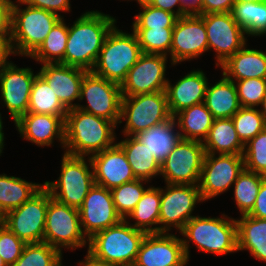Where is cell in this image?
Instances as JSON below:
<instances>
[{
    "label": "cell",
    "instance_id": "42",
    "mask_svg": "<svg viewBox=\"0 0 266 266\" xmlns=\"http://www.w3.org/2000/svg\"><path fill=\"white\" fill-rule=\"evenodd\" d=\"M137 5L139 11L133 17L131 28H174L178 19L175 14L155 8L146 2Z\"/></svg>",
    "mask_w": 266,
    "mask_h": 266
},
{
    "label": "cell",
    "instance_id": "15",
    "mask_svg": "<svg viewBox=\"0 0 266 266\" xmlns=\"http://www.w3.org/2000/svg\"><path fill=\"white\" fill-rule=\"evenodd\" d=\"M48 190L43 186L20 207L8 211L1 222L26 244L41 243L44 237Z\"/></svg>",
    "mask_w": 266,
    "mask_h": 266
},
{
    "label": "cell",
    "instance_id": "1",
    "mask_svg": "<svg viewBox=\"0 0 266 266\" xmlns=\"http://www.w3.org/2000/svg\"><path fill=\"white\" fill-rule=\"evenodd\" d=\"M116 16L99 10H86L68 23V39L61 64L91 71L104 41L117 24Z\"/></svg>",
    "mask_w": 266,
    "mask_h": 266
},
{
    "label": "cell",
    "instance_id": "51",
    "mask_svg": "<svg viewBox=\"0 0 266 266\" xmlns=\"http://www.w3.org/2000/svg\"><path fill=\"white\" fill-rule=\"evenodd\" d=\"M10 37H0V69L11 60V56H13L11 48H10Z\"/></svg>",
    "mask_w": 266,
    "mask_h": 266
},
{
    "label": "cell",
    "instance_id": "59",
    "mask_svg": "<svg viewBox=\"0 0 266 266\" xmlns=\"http://www.w3.org/2000/svg\"><path fill=\"white\" fill-rule=\"evenodd\" d=\"M63 263H64V262L62 261L58 266H65Z\"/></svg>",
    "mask_w": 266,
    "mask_h": 266
},
{
    "label": "cell",
    "instance_id": "30",
    "mask_svg": "<svg viewBox=\"0 0 266 266\" xmlns=\"http://www.w3.org/2000/svg\"><path fill=\"white\" fill-rule=\"evenodd\" d=\"M160 206L161 186L151 184L125 220L135 229L147 234L159 233Z\"/></svg>",
    "mask_w": 266,
    "mask_h": 266
},
{
    "label": "cell",
    "instance_id": "25",
    "mask_svg": "<svg viewBox=\"0 0 266 266\" xmlns=\"http://www.w3.org/2000/svg\"><path fill=\"white\" fill-rule=\"evenodd\" d=\"M249 46L247 42L218 67L233 82L248 78L266 79V49Z\"/></svg>",
    "mask_w": 266,
    "mask_h": 266
},
{
    "label": "cell",
    "instance_id": "5",
    "mask_svg": "<svg viewBox=\"0 0 266 266\" xmlns=\"http://www.w3.org/2000/svg\"><path fill=\"white\" fill-rule=\"evenodd\" d=\"M146 234L122 219L89 238L86 250L113 266H133Z\"/></svg>",
    "mask_w": 266,
    "mask_h": 266
},
{
    "label": "cell",
    "instance_id": "38",
    "mask_svg": "<svg viewBox=\"0 0 266 266\" xmlns=\"http://www.w3.org/2000/svg\"><path fill=\"white\" fill-rule=\"evenodd\" d=\"M150 184L148 181L136 179L111 189L116 211L122 219H126L134 210Z\"/></svg>",
    "mask_w": 266,
    "mask_h": 266
},
{
    "label": "cell",
    "instance_id": "7",
    "mask_svg": "<svg viewBox=\"0 0 266 266\" xmlns=\"http://www.w3.org/2000/svg\"><path fill=\"white\" fill-rule=\"evenodd\" d=\"M57 179L43 182L51 197L69 207L79 209L89 190L95 185L89 157L62 153Z\"/></svg>",
    "mask_w": 266,
    "mask_h": 266
},
{
    "label": "cell",
    "instance_id": "35",
    "mask_svg": "<svg viewBox=\"0 0 266 266\" xmlns=\"http://www.w3.org/2000/svg\"><path fill=\"white\" fill-rule=\"evenodd\" d=\"M68 39L66 18H61L51 29L40 47L29 57L36 64L60 63L64 59Z\"/></svg>",
    "mask_w": 266,
    "mask_h": 266
},
{
    "label": "cell",
    "instance_id": "36",
    "mask_svg": "<svg viewBox=\"0 0 266 266\" xmlns=\"http://www.w3.org/2000/svg\"><path fill=\"white\" fill-rule=\"evenodd\" d=\"M27 112L60 116L65 121L68 109L38 74L32 85Z\"/></svg>",
    "mask_w": 266,
    "mask_h": 266
},
{
    "label": "cell",
    "instance_id": "50",
    "mask_svg": "<svg viewBox=\"0 0 266 266\" xmlns=\"http://www.w3.org/2000/svg\"><path fill=\"white\" fill-rule=\"evenodd\" d=\"M247 215L266 219V179L260 186L254 207Z\"/></svg>",
    "mask_w": 266,
    "mask_h": 266
},
{
    "label": "cell",
    "instance_id": "48",
    "mask_svg": "<svg viewBox=\"0 0 266 266\" xmlns=\"http://www.w3.org/2000/svg\"><path fill=\"white\" fill-rule=\"evenodd\" d=\"M11 0H0V37H10Z\"/></svg>",
    "mask_w": 266,
    "mask_h": 266
},
{
    "label": "cell",
    "instance_id": "58",
    "mask_svg": "<svg viewBox=\"0 0 266 266\" xmlns=\"http://www.w3.org/2000/svg\"><path fill=\"white\" fill-rule=\"evenodd\" d=\"M0 266H7V264L3 261L1 256H0Z\"/></svg>",
    "mask_w": 266,
    "mask_h": 266
},
{
    "label": "cell",
    "instance_id": "6",
    "mask_svg": "<svg viewBox=\"0 0 266 266\" xmlns=\"http://www.w3.org/2000/svg\"><path fill=\"white\" fill-rule=\"evenodd\" d=\"M116 24L108 33L96 63L91 70L108 81L121 85L130 68L142 55L136 34L119 29Z\"/></svg>",
    "mask_w": 266,
    "mask_h": 266
},
{
    "label": "cell",
    "instance_id": "16",
    "mask_svg": "<svg viewBox=\"0 0 266 266\" xmlns=\"http://www.w3.org/2000/svg\"><path fill=\"white\" fill-rule=\"evenodd\" d=\"M37 75L38 71L34 72L29 66L20 67L12 60L0 69V108H6L13 122L27 113L32 85Z\"/></svg>",
    "mask_w": 266,
    "mask_h": 266
},
{
    "label": "cell",
    "instance_id": "24",
    "mask_svg": "<svg viewBox=\"0 0 266 266\" xmlns=\"http://www.w3.org/2000/svg\"><path fill=\"white\" fill-rule=\"evenodd\" d=\"M201 68L192 69L180 76L173 84L168 78L166 96L172 116L179 111L205 101L209 77Z\"/></svg>",
    "mask_w": 266,
    "mask_h": 266
},
{
    "label": "cell",
    "instance_id": "4",
    "mask_svg": "<svg viewBox=\"0 0 266 266\" xmlns=\"http://www.w3.org/2000/svg\"><path fill=\"white\" fill-rule=\"evenodd\" d=\"M60 19L57 14L32 7L23 0L13 1L9 38L13 56L29 58Z\"/></svg>",
    "mask_w": 266,
    "mask_h": 266
},
{
    "label": "cell",
    "instance_id": "43",
    "mask_svg": "<svg viewBox=\"0 0 266 266\" xmlns=\"http://www.w3.org/2000/svg\"><path fill=\"white\" fill-rule=\"evenodd\" d=\"M244 169L266 176V128L245 144Z\"/></svg>",
    "mask_w": 266,
    "mask_h": 266
},
{
    "label": "cell",
    "instance_id": "57",
    "mask_svg": "<svg viewBox=\"0 0 266 266\" xmlns=\"http://www.w3.org/2000/svg\"><path fill=\"white\" fill-rule=\"evenodd\" d=\"M119 1L121 2V0H119ZM122 1H124V2H125V1H127V2H128V1H129V2H131V1H134V2H135V1H136L137 4L146 2V0H122Z\"/></svg>",
    "mask_w": 266,
    "mask_h": 266
},
{
    "label": "cell",
    "instance_id": "44",
    "mask_svg": "<svg viewBox=\"0 0 266 266\" xmlns=\"http://www.w3.org/2000/svg\"><path fill=\"white\" fill-rule=\"evenodd\" d=\"M241 107L258 108L266 94V79L248 78L234 82Z\"/></svg>",
    "mask_w": 266,
    "mask_h": 266
},
{
    "label": "cell",
    "instance_id": "29",
    "mask_svg": "<svg viewBox=\"0 0 266 266\" xmlns=\"http://www.w3.org/2000/svg\"><path fill=\"white\" fill-rule=\"evenodd\" d=\"M136 137L153 153L160 165L181 139L173 116L163 123L140 132Z\"/></svg>",
    "mask_w": 266,
    "mask_h": 266
},
{
    "label": "cell",
    "instance_id": "33",
    "mask_svg": "<svg viewBox=\"0 0 266 266\" xmlns=\"http://www.w3.org/2000/svg\"><path fill=\"white\" fill-rule=\"evenodd\" d=\"M43 183L27 181L24 178L0 173V217L8 211L20 207L41 188Z\"/></svg>",
    "mask_w": 266,
    "mask_h": 266
},
{
    "label": "cell",
    "instance_id": "28",
    "mask_svg": "<svg viewBox=\"0 0 266 266\" xmlns=\"http://www.w3.org/2000/svg\"><path fill=\"white\" fill-rule=\"evenodd\" d=\"M221 74L215 83L209 81L204 101L214 119L232 118L241 108L234 82Z\"/></svg>",
    "mask_w": 266,
    "mask_h": 266
},
{
    "label": "cell",
    "instance_id": "23",
    "mask_svg": "<svg viewBox=\"0 0 266 266\" xmlns=\"http://www.w3.org/2000/svg\"><path fill=\"white\" fill-rule=\"evenodd\" d=\"M40 66L38 74L48 83L61 103L68 110L76 108L87 70L61 63H45Z\"/></svg>",
    "mask_w": 266,
    "mask_h": 266
},
{
    "label": "cell",
    "instance_id": "37",
    "mask_svg": "<svg viewBox=\"0 0 266 266\" xmlns=\"http://www.w3.org/2000/svg\"><path fill=\"white\" fill-rule=\"evenodd\" d=\"M266 176L246 169L238 175L232 186L233 200L240 215L248 214L255 205L262 182Z\"/></svg>",
    "mask_w": 266,
    "mask_h": 266
},
{
    "label": "cell",
    "instance_id": "39",
    "mask_svg": "<svg viewBox=\"0 0 266 266\" xmlns=\"http://www.w3.org/2000/svg\"><path fill=\"white\" fill-rule=\"evenodd\" d=\"M142 53L162 54L170 58L173 28H131Z\"/></svg>",
    "mask_w": 266,
    "mask_h": 266
},
{
    "label": "cell",
    "instance_id": "32",
    "mask_svg": "<svg viewBox=\"0 0 266 266\" xmlns=\"http://www.w3.org/2000/svg\"><path fill=\"white\" fill-rule=\"evenodd\" d=\"M181 139L203 142L213 124L214 117L205 103L192 105L174 116Z\"/></svg>",
    "mask_w": 266,
    "mask_h": 266
},
{
    "label": "cell",
    "instance_id": "41",
    "mask_svg": "<svg viewBox=\"0 0 266 266\" xmlns=\"http://www.w3.org/2000/svg\"><path fill=\"white\" fill-rule=\"evenodd\" d=\"M232 120L238 137L244 145L266 128L258 108L241 107L232 116Z\"/></svg>",
    "mask_w": 266,
    "mask_h": 266
},
{
    "label": "cell",
    "instance_id": "11",
    "mask_svg": "<svg viewBox=\"0 0 266 266\" xmlns=\"http://www.w3.org/2000/svg\"><path fill=\"white\" fill-rule=\"evenodd\" d=\"M121 100V85L108 81L92 71H87L81 84L80 98L76 108L105 118L118 126Z\"/></svg>",
    "mask_w": 266,
    "mask_h": 266
},
{
    "label": "cell",
    "instance_id": "53",
    "mask_svg": "<svg viewBox=\"0 0 266 266\" xmlns=\"http://www.w3.org/2000/svg\"><path fill=\"white\" fill-rule=\"evenodd\" d=\"M182 9L189 14H199L201 12L202 0H180Z\"/></svg>",
    "mask_w": 266,
    "mask_h": 266
},
{
    "label": "cell",
    "instance_id": "55",
    "mask_svg": "<svg viewBox=\"0 0 266 266\" xmlns=\"http://www.w3.org/2000/svg\"><path fill=\"white\" fill-rule=\"evenodd\" d=\"M260 114L263 116L265 124H266V94L262 100L261 105L258 107Z\"/></svg>",
    "mask_w": 266,
    "mask_h": 266
},
{
    "label": "cell",
    "instance_id": "52",
    "mask_svg": "<svg viewBox=\"0 0 266 266\" xmlns=\"http://www.w3.org/2000/svg\"><path fill=\"white\" fill-rule=\"evenodd\" d=\"M76 266H113L111 264L106 263L103 260H100L96 257H94L90 252L86 250V255L83 257V259L78 261L76 263Z\"/></svg>",
    "mask_w": 266,
    "mask_h": 266
},
{
    "label": "cell",
    "instance_id": "9",
    "mask_svg": "<svg viewBox=\"0 0 266 266\" xmlns=\"http://www.w3.org/2000/svg\"><path fill=\"white\" fill-rule=\"evenodd\" d=\"M43 242L62 254L63 250L72 252L79 248H88V239L81 228L79 210L55 200L49 191Z\"/></svg>",
    "mask_w": 266,
    "mask_h": 266
},
{
    "label": "cell",
    "instance_id": "47",
    "mask_svg": "<svg viewBox=\"0 0 266 266\" xmlns=\"http://www.w3.org/2000/svg\"><path fill=\"white\" fill-rule=\"evenodd\" d=\"M234 4L235 0H202L198 15L232 12Z\"/></svg>",
    "mask_w": 266,
    "mask_h": 266
},
{
    "label": "cell",
    "instance_id": "49",
    "mask_svg": "<svg viewBox=\"0 0 266 266\" xmlns=\"http://www.w3.org/2000/svg\"><path fill=\"white\" fill-rule=\"evenodd\" d=\"M149 5L175 14L178 18L188 15L181 7L180 0H146Z\"/></svg>",
    "mask_w": 266,
    "mask_h": 266
},
{
    "label": "cell",
    "instance_id": "10",
    "mask_svg": "<svg viewBox=\"0 0 266 266\" xmlns=\"http://www.w3.org/2000/svg\"><path fill=\"white\" fill-rule=\"evenodd\" d=\"M161 187L159 233H179L197 214L193 213L202 200L198 185L167 184ZM195 214V215H194Z\"/></svg>",
    "mask_w": 266,
    "mask_h": 266
},
{
    "label": "cell",
    "instance_id": "40",
    "mask_svg": "<svg viewBox=\"0 0 266 266\" xmlns=\"http://www.w3.org/2000/svg\"><path fill=\"white\" fill-rule=\"evenodd\" d=\"M64 255L48 243L26 244L20 258L12 266H58Z\"/></svg>",
    "mask_w": 266,
    "mask_h": 266
},
{
    "label": "cell",
    "instance_id": "45",
    "mask_svg": "<svg viewBox=\"0 0 266 266\" xmlns=\"http://www.w3.org/2000/svg\"><path fill=\"white\" fill-rule=\"evenodd\" d=\"M26 243L0 222V256L7 266H12L21 256Z\"/></svg>",
    "mask_w": 266,
    "mask_h": 266
},
{
    "label": "cell",
    "instance_id": "34",
    "mask_svg": "<svg viewBox=\"0 0 266 266\" xmlns=\"http://www.w3.org/2000/svg\"><path fill=\"white\" fill-rule=\"evenodd\" d=\"M231 13L247 37L266 36V0L235 3Z\"/></svg>",
    "mask_w": 266,
    "mask_h": 266
},
{
    "label": "cell",
    "instance_id": "2",
    "mask_svg": "<svg viewBox=\"0 0 266 266\" xmlns=\"http://www.w3.org/2000/svg\"><path fill=\"white\" fill-rule=\"evenodd\" d=\"M118 126L105 118L78 108L68 110L65 118V145L63 153L91 157L112 147L119 139Z\"/></svg>",
    "mask_w": 266,
    "mask_h": 266
},
{
    "label": "cell",
    "instance_id": "18",
    "mask_svg": "<svg viewBox=\"0 0 266 266\" xmlns=\"http://www.w3.org/2000/svg\"><path fill=\"white\" fill-rule=\"evenodd\" d=\"M168 61L170 58L166 55L142 53L121 84L122 96L165 91Z\"/></svg>",
    "mask_w": 266,
    "mask_h": 266
},
{
    "label": "cell",
    "instance_id": "17",
    "mask_svg": "<svg viewBox=\"0 0 266 266\" xmlns=\"http://www.w3.org/2000/svg\"><path fill=\"white\" fill-rule=\"evenodd\" d=\"M208 52V38L203 19L198 14L179 17L173 28L170 68L198 60ZM201 56V57H200Z\"/></svg>",
    "mask_w": 266,
    "mask_h": 266
},
{
    "label": "cell",
    "instance_id": "31",
    "mask_svg": "<svg viewBox=\"0 0 266 266\" xmlns=\"http://www.w3.org/2000/svg\"><path fill=\"white\" fill-rule=\"evenodd\" d=\"M205 153L243 155L241 142L232 118L214 119L207 138L203 141Z\"/></svg>",
    "mask_w": 266,
    "mask_h": 266
},
{
    "label": "cell",
    "instance_id": "27",
    "mask_svg": "<svg viewBox=\"0 0 266 266\" xmlns=\"http://www.w3.org/2000/svg\"><path fill=\"white\" fill-rule=\"evenodd\" d=\"M235 220L238 252L248 251L250 257L266 263V219L245 214Z\"/></svg>",
    "mask_w": 266,
    "mask_h": 266
},
{
    "label": "cell",
    "instance_id": "56",
    "mask_svg": "<svg viewBox=\"0 0 266 266\" xmlns=\"http://www.w3.org/2000/svg\"><path fill=\"white\" fill-rule=\"evenodd\" d=\"M264 0H235V3L259 2Z\"/></svg>",
    "mask_w": 266,
    "mask_h": 266
},
{
    "label": "cell",
    "instance_id": "26",
    "mask_svg": "<svg viewBox=\"0 0 266 266\" xmlns=\"http://www.w3.org/2000/svg\"><path fill=\"white\" fill-rule=\"evenodd\" d=\"M123 139L117 144L123 149L136 179L153 183L155 178L160 179L161 165L155 159L152 152L148 150L136 136L122 135Z\"/></svg>",
    "mask_w": 266,
    "mask_h": 266
},
{
    "label": "cell",
    "instance_id": "3",
    "mask_svg": "<svg viewBox=\"0 0 266 266\" xmlns=\"http://www.w3.org/2000/svg\"><path fill=\"white\" fill-rule=\"evenodd\" d=\"M183 247L190 262L191 245L201 253L226 256L238 253L237 224L235 218L222 213L219 216L197 215L188 221L179 232Z\"/></svg>",
    "mask_w": 266,
    "mask_h": 266
},
{
    "label": "cell",
    "instance_id": "21",
    "mask_svg": "<svg viewBox=\"0 0 266 266\" xmlns=\"http://www.w3.org/2000/svg\"><path fill=\"white\" fill-rule=\"evenodd\" d=\"M21 139L36 147H53L55 142L64 151L65 121L60 116L29 113L20 116L14 122Z\"/></svg>",
    "mask_w": 266,
    "mask_h": 266
},
{
    "label": "cell",
    "instance_id": "19",
    "mask_svg": "<svg viewBox=\"0 0 266 266\" xmlns=\"http://www.w3.org/2000/svg\"><path fill=\"white\" fill-rule=\"evenodd\" d=\"M188 262L181 236L163 232L146 234L133 266H187Z\"/></svg>",
    "mask_w": 266,
    "mask_h": 266
},
{
    "label": "cell",
    "instance_id": "13",
    "mask_svg": "<svg viewBox=\"0 0 266 266\" xmlns=\"http://www.w3.org/2000/svg\"><path fill=\"white\" fill-rule=\"evenodd\" d=\"M243 169V155L206 153L198 184L202 200L206 203L231 190Z\"/></svg>",
    "mask_w": 266,
    "mask_h": 266
},
{
    "label": "cell",
    "instance_id": "14",
    "mask_svg": "<svg viewBox=\"0 0 266 266\" xmlns=\"http://www.w3.org/2000/svg\"><path fill=\"white\" fill-rule=\"evenodd\" d=\"M205 24L208 52H214L215 70L249 40L231 12L199 15Z\"/></svg>",
    "mask_w": 266,
    "mask_h": 266
},
{
    "label": "cell",
    "instance_id": "22",
    "mask_svg": "<svg viewBox=\"0 0 266 266\" xmlns=\"http://www.w3.org/2000/svg\"><path fill=\"white\" fill-rule=\"evenodd\" d=\"M95 184L112 189L136 180L123 149L116 143L90 157Z\"/></svg>",
    "mask_w": 266,
    "mask_h": 266
},
{
    "label": "cell",
    "instance_id": "20",
    "mask_svg": "<svg viewBox=\"0 0 266 266\" xmlns=\"http://www.w3.org/2000/svg\"><path fill=\"white\" fill-rule=\"evenodd\" d=\"M78 210L81 228L87 239L122 220L116 211L111 190L97 184L89 190Z\"/></svg>",
    "mask_w": 266,
    "mask_h": 266
},
{
    "label": "cell",
    "instance_id": "8",
    "mask_svg": "<svg viewBox=\"0 0 266 266\" xmlns=\"http://www.w3.org/2000/svg\"><path fill=\"white\" fill-rule=\"evenodd\" d=\"M171 117L165 91L122 96L118 128L121 135L136 136Z\"/></svg>",
    "mask_w": 266,
    "mask_h": 266
},
{
    "label": "cell",
    "instance_id": "46",
    "mask_svg": "<svg viewBox=\"0 0 266 266\" xmlns=\"http://www.w3.org/2000/svg\"><path fill=\"white\" fill-rule=\"evenodd\" d=\"M26 4L41 8L47 11H50L52 13L57 14L61 18H64L63 13H71L72 7H71V0H23Z\"/></svg>",
    "mask_w": 266,
    "mask_h": 266
},
{
    "label": "cell",
    "instance_id": "54",
    "mask_svg": "<svg viewBox=\"0 0 266 266\" xmlns=\"http://www.w3.org/2000/svg\"><path fill=\"white\" fill-rule=\"evenodd\" d=\"M3 108H0V111L2 110ZM2 112H0V156H2V154L4 153L3 151H4V147H5V139H7L6 137H5V130L3 129L4 128V126L5 125H3L4 124V121H3V119H5V117L3 116L2 117Z\"/></svg>",
    "mask_w": 266,
    "mask_h": 266
},
{
    "label": "cell",
    "instance_id": "12",
    "mask_svg": "<svg viewBox=\"0 0 266 266\" xmlns=\"http://www.w3.org/2000/svg\"><path fill=\"white\" fill-rule=\"evenodd\" d=\"M205 154L203 142L180 139L161 164L160 181L167 184L198 185Z\"/></svg>",
    "mask_w": 266,
    "mask_h": 266
}]
</instances>
